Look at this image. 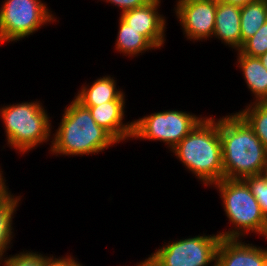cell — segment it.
Listing matches in <instances>:
<instances>
[{
	"label": "cell",
	"mask_w": 267,
	"mask_h": 266,
	"mask_svg": "<svg viewBox=\"0 0 267 266\" xmlns=\"http://www.w3.org/2000/svg\"><path fill=\"white\" fill-rule=\"evenodd\" d=\"M69 103L62 110L58 128L52 131L48 153L55 157L93 156L119 144L95 122L88 108L74 98Z\"/></svg>",
	"instance_id": "6da1fadb"
},
{
	"label": "cell",
	"mask_w": 267,
	"mask_h": 266,
	"mask_svg": "<svg viewBox=\"0 0 267 266\" xmlns=\"http://www.w3.org/2000/svg\"><path fill=\"white\" fill-rule=\"evenodd\" d=\"M219 118L223 178L244 179L267 173V149L234 111Z\"/></svg>",
	"instance_id": "7a4b0ae2"
},
{
	"label": "cell",
	"mask_w": 267,
	"mask_h": 266,
	"mask_svg": "<svg viewBox=\"0 0 267 266\" xmlns=\"http://www.w3.org/2000/svg\"><path fill=\"white\" fill-rule=\"evenodd\" d=\"M171 153L206 188L222 180L224 168L219 118L205 115Z\"/></svg>",
	"instance_id": "3957f363"
},
{
	"label": "cell",
	"mask_w": 267,
	"mask_h": 266,
	"mask_svg": "<svg viewBox=\"0 0 267 266\" xmlns=\"http://www.w3.org/2000/svg\"><path fill=\"white\" fill-rule=\"evenodd\" d=\"M45 108L40 99L5 106L1 104L0 120L10 149L24 155L52 140L54 127Z\"/></svg>",
	"instance_id": "277c9868"
},
{
	"label": "cell",
	"mask_w": 267,
	"mask_h": 266,
	"mask_svg": "<svg viewBox=\"0 0 267 266\" xmlns=\"http://www.w3.org/2000/svg\"><path fill=\"white\" fill-rule=\"evenodd\" d=\"M210 187L218 191L230 225L229 229L218 232L221 238L244 239L253 233L267 241V219L243 179L223 178Z\"/></svg>",
	"instance_id": "5b68a950"
},
{
	"label": "cell",
	"mask_w": 267,
	"mask_h": 266,
	"mask_svg": "<svg viewBox=\"0 0 267 266\" xmlns=\"http://www.w3.org/2000/svg\"><path fill=\"white\" fill-rule=\"evenodd\" d=\"M56 19L44 0H4L0 5V45L24 40Z\"/></svg>",
	"instance_id": "8992f818"
},
{
	"label": "cell",
	"mask_w": 267,
	"mask_h": 266,
	"mask_svg": "<svg viewBox=\"0 0 267 266\" xmlns=\"http://www.w3.org/2000/svg\"><path fill=\"white\" fill-rule=\"evenodd\" d=\"M204 117L192 112L169 109L134 119L132 140L164 143L171 151Z\"/></svg>",
	"instance_id": "52a82bcc"
},
{
	"label": "cell",
	"mask_w": 267,
	"mask_h": 266,
	"mask_svg": "<svg viewBox=\"0 0 267 266\" xmlns=\"http://www.w3.org/2000/svg\"><path fill=\"white\" fill-rule=\"evenodd\" d=\"M221 236H189L164 242L146 259L150 266H216V253ZM211 264V265H210Z\"/></svg>",
	"instance_id": "ba28073f"
},
{
	"label": "cell",
	"mask_w": 267,
	"mask_h": 266,
	"mask_svg": "<svg viewBox=\"0 0 267 266\" xmlns=\"http://www.w3.org/2000/svg\"><path fill=\"white\" fill-rule=\"evenodd\" d=\"M174 6V16L187 40L194 43L213 38L216 0H179Z\"/></svg>",
	"instance_id": "9c48e42d"
},
{
	"label": "cell",
	"mask_w": 267,
	"mask_h": 266,
	"mask_svg": "<svg viewBox=\"0 0 267 266\" xmlns=\"http://www.w3.org/2000/svg\"><path fill=\"white\" fill-rule=\"evenodd\" d=\"M162 1L152 0L148 4L122 13L120 18L131 28L144 35L157 50L166 42L167 19L160 13Z\"/></svg>",
	"instance_id": "30bf717a"
},
{
	"label": "cell",
	"mask_w": 267,
	"mask_h": 266,
	"mask_svg": "<svg viewBox=\"0 0 267 266\" xmlns=\"http://www.w3.org/2000/svg\"><path fill=\"white\" fill-rule=\"evenodd\" d=\"M244 240L221 238L216 266H267V247L262 248Z\"/></svg>",
	"instance_id": "8fae6325"
},
{
	"label": "cell",
	"mask_w": 267,
	"mask_h": 266,
	"mask_svg": "<svg viewBox=\"0 0 267 266\" xmlns=\"http://www.w3.org/2000/svg\"><path fill=\"white\" fill-rule=\"evenodd\" d=\"M125 103L126 101H110L98 106L86 107L95 122L120 144L131 140L133 133V121L125 123V112H127Z\"/></svg>",
	"instance_id": "7c38bea8"
},
{
	"label": "cell",
	"mask_w": 267,
	"mask_h": 266,
	"mask_svg": "<svg viewBox=\"0 0 267 266\" xmlns=\"http://www.w3.org/2000/svg\"><path fill=\"white\" fill-rule=\"evenodd\" d=\"M111 76L98 77L89 85L83 83L74 99L84 107L98 106L110 101H126L123 88H119L114 75Z\"/></svg>",
	"instance_id": "4fadbf2b"
},
{
	"label": "cell",
	"mask_w": 267,
	"mask_h": 266,
	"mask_svg": "<svg viewBox=\"0 0 267 266\" xmlns=\"http://www.w3.org/2000/svg\"><path fill=\"white\" fill-rule=\"evenodd\" d=\"M241 7L217 1L213 37L235 51L241 49Z\"/></svg>",
	"instance_id": "5bb4252c"
},
{
	"label": "cell",
	"mask_w": 267,
	"mask_h": 266,
	"mask_svg": "<svg viewBox=\"0 0 267 266\" xmlns=\"http://www.w3.org/2000/svg\"><path fill=\"white\" fill-rule=\"evenodd\" d=\"M236 67H239L253 100L250 102L267 101V69L258 57H251L236 51Z\"/></svg>",
	"instance_id": "9a60e30c"
},
{
	"label": "cell",
	"mask_w": 267,
	"mask_h": 266,
	"mask_svg": "<svg viewBox=\"0 0 267 266\" xmlns=\"http://www.w3.org/2000/svg\"><path fill=\"white\" fill-rule=\"evenodd\" d=\"M117 33L114 49L116 52L123 54V56H128L129 58L138 57L146 51H155L157 49L144 35L131 28L120 17Z\"/></svg>",
	"instance_id": "2e32d148"
},
{
	"label": "cell",
	"mask_w": 267,
	"mask_h": 266,
	"mask_svg": "<svg viewBox=\"0 0 267 266\" xmlns=\"http://www.w3.org/2000/svg\"><path fill=\"white\" fill-rule=\"evenodd\" d=\"M267 22V0H250L241 6V48Z\"/></svg>",
	"instance_id": "e0dca14e"
},
{
	"label": "cell",
	"mask_w": 267,
	"mask_h": 266,
	"mask_svg": "<svg viewBox=\"0 0 267 266\" xmlns=\"http://www.w3.org/2000/svg\"><path fill=\"white\" fill-rule=\"evenodd\" d=\"M23 199L20 195H13L0 206V261L8 253L7 250L12 248L13 239L16 234H14L15 228H13V219L15 217L16 211L19 205H21V200Z\"/></svg>",
	"instance_id": "ac0fdd59"
},
{
	"label": "cell",
	"mask_w": 267,
	"mask_h": 266,
	"mask_svg": "<svg viewBox=\"0 0 267 266\" xmlns=\"http://www.w3.org/2000/svg\"><path fill=\"white\" fill-rule=\"evenodd\" d=\"M267 149V101L250 102L236 112Z\"/></svg>",
	"instance_id": "d6986e66"
},
{
	"label": "cell",
	"mask_w": 267,
	"mask_h": 266,
	"mask_svg": "<svg viewBox=\"0 0 267 266\" xmlns=\"http://www.w3.org/2000/svg\"><path fill=\"white\" fill-rule=\"evenodd\" d=\"M38 251L26 250L14 255H7L0 261V266H45L53 255H43Z\"/></svg>",
	"instance_id": "ffe728a7"
},
{
	"label": "cell",
	"mask_w": 267,
	"mask_h": 266,
	"mask_svg": "<svg viewBox=\"0 0 267 266\" xmlns=\"http://www.w3.org/2000/svg\"><path fill=\"white\" fill-rule=\"evenodd\" d=\"M239 51L251 57H259L267 52V22L243 43Z\"/></svg>",
	"instance_id": "44dd1931"
},
{
	"label": "cell",
	"mask_w": 267,
	"mask_h": 266,
	"mask_svg": "<svg viewBox=\"0 0 267 266\" xmlns=\"http://www.w3.org/2000/svg\"><path fill=\"white\" fill-rule=\"evenodd\" d=\"M257 199L261 210L267 219V173L248 176L243 179Z\"/></svg>",
	"instance_id": "7402d4cb"
},
{
	"label": "cell",
	"mask_w": 267,
	"mask_h": 266,
	"mask_svg": "<svg viewBox=\"0 0 267 266\" xmlns=\"http://www.w3.org/2000/svg\"><path fill=\"white\" fill-rule=\"evenodd\" d=\"M100 1L109 3L112 6L114 5L116 6V8L118 7V9H120L119 15H121L126 11L142 7L148 4L152 0H100Z\"/></svg>",
	"instance_id": "603a6c76"
},
{
	"label": "cell",
	"mask_w": 267,
	"mask_h": 266,
	"mask_svg": "<svg viewBox=\"0 0 267 266\" xmlns=\"http://www.w3.org/2000/svg\"><path fill=\"white\" fill-rule=\"evenodd\" d=\"M76 259L73 255H65L60 257L52 256L45 264V266H70Z\"/></svg>",
	"instance_id": "cb8c5ba5"
},
{
	"label": "cell",
	"mask_w": 267,
	"mask_h": 266,
	"mask_svg": "<svg viewBox=\"0 0 267 266\" xmlns=\"http://www.w3.org/2000/svg\"><path fill=\"white\" fill-rule=\"evenodd\" d=\"M1 166V165H0ZM2 167H0V206L3 205L13 194L7 186Z\"/></svg>",
	"instance_id": "d4e9b609"
},
{
	"label": "cell",
	"mask_w": 267,
	"mask_h": 266,
	"mask_svg": "<svg viewBox=\"0 0 267 266\" xmlns=\"http://www.w3.org/2000/svg\"><path fill=\"white\" fill-rule=\"evenodd\" d=\"M216 1H220L226 4L238 5L241 7V6H244L250 0H216Z\"/></svg>",
	"instance_id": "484cf974"
},
{
	"label": "cell",
	"mask_w": 267,
	"mask_h": 266,
	"mask_svg": "<svg viewBox=\"0 0 267 266\" xmlns=\"http://www.w3.org/2000/svg\"><path fill=\"white\" fill-rule=\"evenodd\" d=\"M258 58L260 59L264 67L267 69V52L265 54L260 55Z\"/></svg>",
	"instance_id": "4316f807"
},
{
	"label": "cell",
	"mask_w": 267,
	"mask_h": 266,
	"mask_svg": "<svg viewBox=\"0 0 267 266\" xmlns=\"http://www.w3.org/2000/svg\"><path fill=\"white\" fill-rule=\"evenodd\" d=\"M134 266H150L148 260L145 258L144 260L137 262Z\"/></svg>",
	"instance_id": "83f0119b"
},
{
	"label": "cell",
	"mask_w": 267,
	"mask_h": 266,
	"mask_svg": "<svg viewBox=\"0 0 267 266\" xmlns=\"http://www.w3.org/2000/svg\"><path fill=\"white\" fill-rule=\"evenodd\" d=\"M70 266H83V264H81V262L77 261V259H76Z\"/></svg>",
	"instance_id": "f1b7e54d"
}]
</instances>
